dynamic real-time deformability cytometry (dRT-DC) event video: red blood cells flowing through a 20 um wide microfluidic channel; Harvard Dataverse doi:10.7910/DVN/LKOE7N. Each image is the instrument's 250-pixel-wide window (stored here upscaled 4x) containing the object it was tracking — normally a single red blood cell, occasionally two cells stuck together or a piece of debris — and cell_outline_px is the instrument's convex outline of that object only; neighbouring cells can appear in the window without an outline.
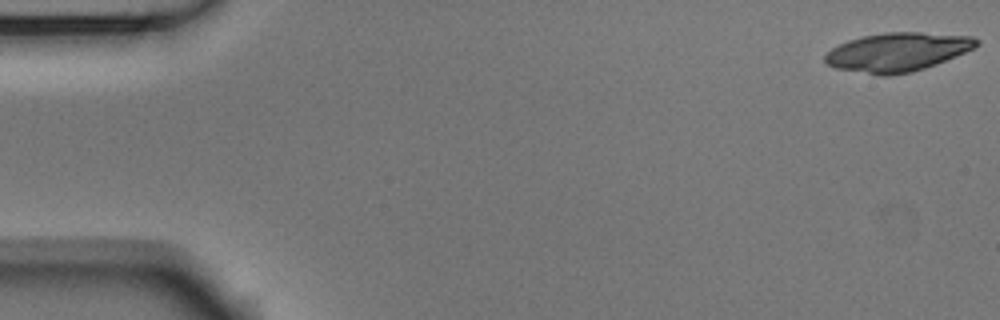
{"species": "Egyptian fruit bat (a non-hibernating species)", "species_latin": "Rousettus aegyptiacus", "temperature_condition": "room temperature", "stored_images_in_passage": 14, "camera_frame_rate_fps": 3000, "um_per_image_px": 0.085, "animal": {"sex": "male"}, "frame": {"image": 1, "passage_image": 1, "time_ms": 0.0, "image_size_px": [1000, 320], "cell_outline_px": [[980, 44], [976, 48], [936, 64], [912, 72], [888, 76], [880, 76], [836, 68], [824, 64], [824, 56], [832, 48], [848, 40], [864, 36], [888, 32], [920, 32], [972, 36], [980, 40]], "centroid_in_image_um": [76.3, 4.43], "position_along_channel_um": 8.7, "area_um2": 34.39}}
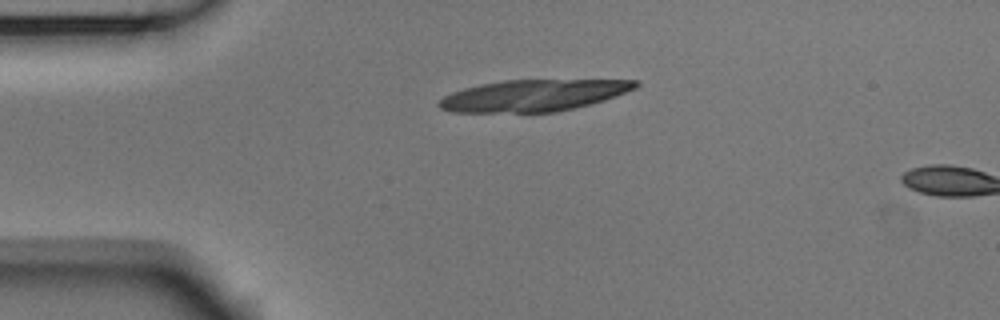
{"frame": {"image": 2, "passage_image": 12, "time_ms": 3.667, "image_size_px": [1000, 320], "cell_outline_px": [[640, 84], [636, 88], [604, 100], [556, 112], [452, 112], [440, 108], [436, 104], [444, 96], [452, 92], [464, 88], [480, 84], [504, 80], [640, 80]], "centroid_in_image_um": [45.32, 8.11], "position_along_channel_um": 39.7, "area_um2": 35.95}}